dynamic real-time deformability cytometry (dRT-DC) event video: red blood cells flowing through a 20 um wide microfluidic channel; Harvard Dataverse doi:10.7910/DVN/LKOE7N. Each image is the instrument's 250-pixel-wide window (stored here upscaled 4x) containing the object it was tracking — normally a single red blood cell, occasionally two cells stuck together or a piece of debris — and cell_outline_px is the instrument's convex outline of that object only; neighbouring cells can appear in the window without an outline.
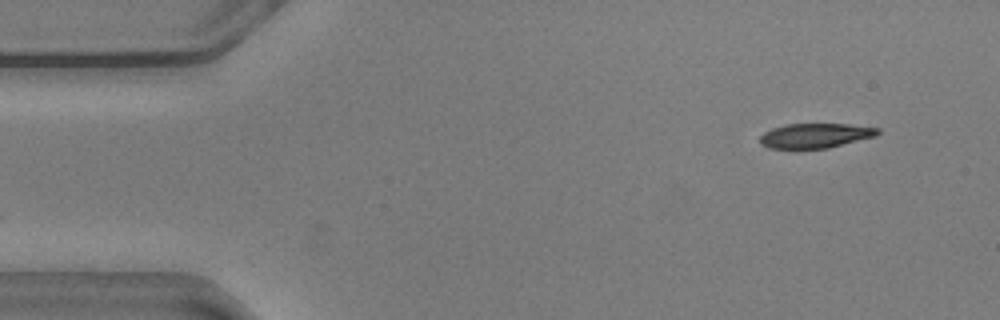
{"species": "common noctule bat (a hibernating species)", "species_latin": "Nyctalus noctula", "temperature_condition": "warm", "stored_images_in_passage": 53, "segment_of_instrument_passage": [1, 2], "camera_frame_rate_fps": 3000, "um_per_image_px": 0.085, "animal": {"sex": "male", "body_mass_g": 20.5, "forearm_length_mm": 52.5}, "frame": {"image": 1, "passage_image": 1, "time_ms": 0.0, "image_size_px": [1000, 320], "cell_outline_px": [[880, 132], [876, 136], [828, 148], [768, 148], [760, 144], [760, 136], [764, 132], [772, 128], [788, 124], [848, 124], [880, 128]], "centroid_in_image_um": [69.31, 11.52], "position_along_channel_um": 15.7, "area_um2": 16.88}}
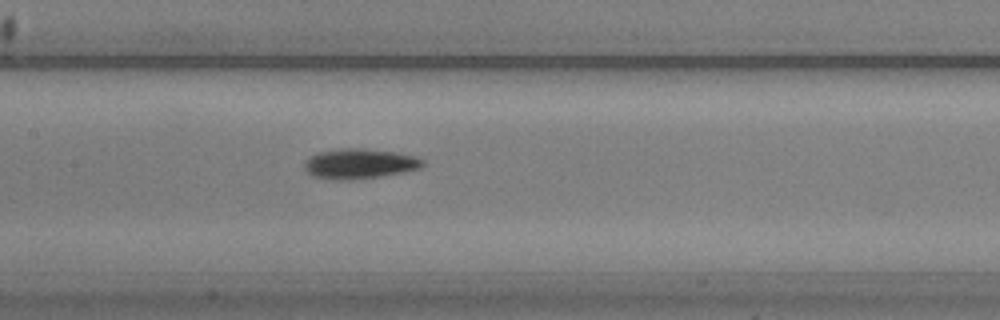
{"frame": {"image": 2, "passage_image": 22, "time_ms": 7.0, "image_size_px": [1000, 320], "cell_outline_px": [[424, 168], [404, 172], [380, 176], [352, 180], [336, 180], [312, 176], [304, 168], [304, 160], [320, 152], [340, 148], [364, 148], [396, 152], [416, 156], [424, 160]], "centroid_in_image_um": [30.6, 13.91], "position_along_channel_um": 176.8, "area_um2": 20.92}}
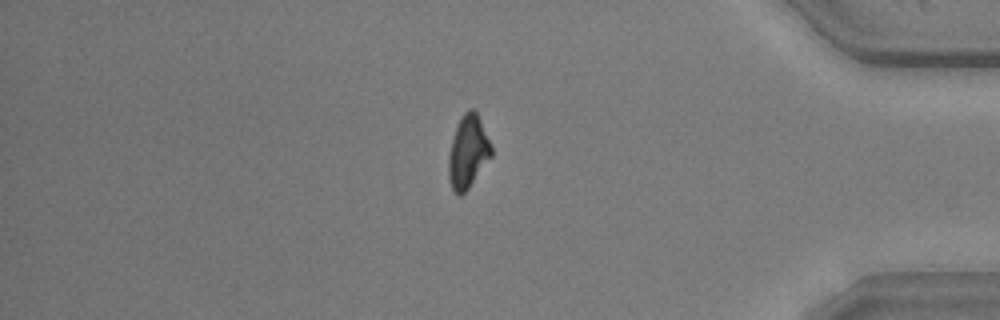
{"frame": {"image": 3, "passage_image": 43, "time_ms": 14.0, "image_size_px": [1000, 320], "cell_outline_px": [[492, 156], [468, 188], [460, 196], [452, 188], [448, 176], [448, 156], [452, 140], [456, 128], [464, 112], [468, 108], [472, 108], [476, 112], [492, 144]], "centroid_in_image_um": [39.79, 12.9], "position_along_channel_um": 395.4, "area_um2": 17.92}}